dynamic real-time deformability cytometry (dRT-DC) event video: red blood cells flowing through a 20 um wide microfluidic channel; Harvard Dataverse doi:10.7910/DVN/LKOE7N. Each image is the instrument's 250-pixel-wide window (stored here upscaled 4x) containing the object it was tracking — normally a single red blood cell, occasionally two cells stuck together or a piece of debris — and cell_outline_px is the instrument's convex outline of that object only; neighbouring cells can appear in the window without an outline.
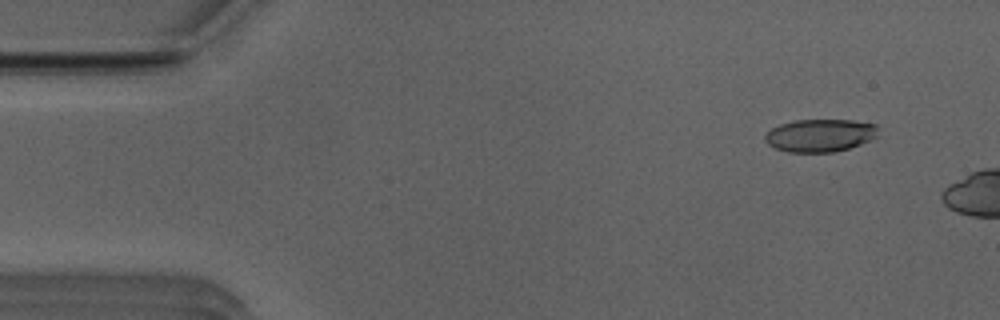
{"species": "Egyptian fruit bat (a non-hibernating species)", "species_latin": "Rousettus aegyptiacus", "temperature_condition": "room temperature", "stored_images_in_passage": 11, "camera_frame_rate_fps": 3000, "um_per_image_px": 0.085, "animal": {"sex": "male"}, "frame": {"image": 1, "passage_image": 4, "time_ms": 1.0, "image_size_px": [1000, 320], "cell_outline_px": [[876, 136], [872, 140], [848, 148], [832, 152], [788, 152], [776, 148], [768, 144], [764, 140], [764, 136], [772, 128], [780, 124], [792, 120], [852, 120], [876, 124]], "centroid_in_image_um": [69.68, 11.5], "position_along_channel_um": 15.3, "area_um2": 21.5}}